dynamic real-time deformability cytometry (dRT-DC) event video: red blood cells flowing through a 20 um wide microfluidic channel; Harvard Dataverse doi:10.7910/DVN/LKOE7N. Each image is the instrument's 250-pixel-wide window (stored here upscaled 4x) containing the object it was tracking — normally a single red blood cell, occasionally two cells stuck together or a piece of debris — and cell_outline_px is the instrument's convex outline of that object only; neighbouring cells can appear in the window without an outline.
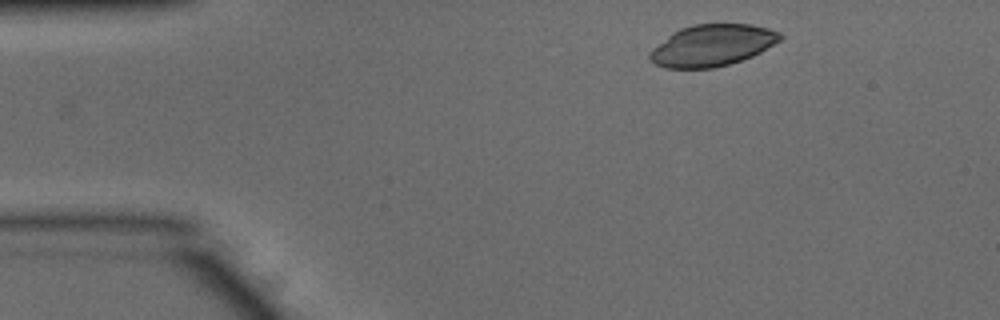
{"species": "common noctule bat (a hibernating species)", "species_latin": "Nyctalus noctula", "temperature_condition": "warm", "stored_images_in_passage": 4, "camera_frame_rate_fps": 3000, "um_per_image_px": 0.085, "animal": {"sex": "male", "body_mass_g": 15.6}, "frame": {"image": 1, "passage_image": 1, "time_ms": 0.0, "image_size_px": [1000, 320], "cell_outline_px": [[784, 36], [780, 40], [760, 52], [752, 56], [728, 64], [712, 68], [664, 68], [648, 60], [648, 52], [652, 48], [672, 32], [680, 28], [692, 24], [752, 24], [768, 28], [780, 32]], "centroid_in_image_um": [60.5, 3.85], "position_along_channel_um": 24.5, "area_um2": 31.67}}